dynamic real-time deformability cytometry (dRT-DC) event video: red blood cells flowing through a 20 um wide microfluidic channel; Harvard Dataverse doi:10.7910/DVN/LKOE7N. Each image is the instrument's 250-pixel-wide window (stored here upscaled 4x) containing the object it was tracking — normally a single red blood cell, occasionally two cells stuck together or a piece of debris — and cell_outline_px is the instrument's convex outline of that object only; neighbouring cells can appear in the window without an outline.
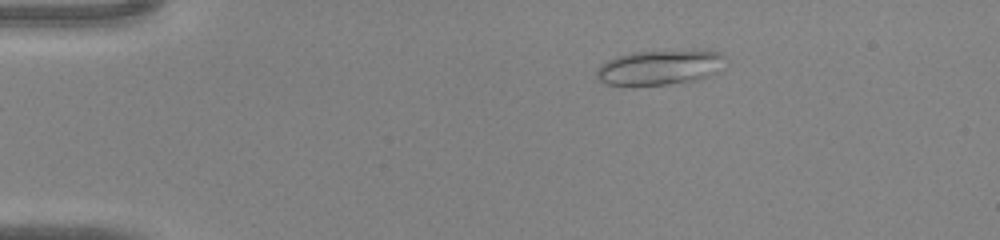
{"species": "common noctule bat (a hibernating species)", "species_latin": "Nyctalus noctula", "temperature_condition": "warm", "stored_images_in_passage": 7, "camera_frame_rate_fps": 3000, "um_per_image_px": 0.085, "animal": {"sex": "male", "body_mass_g": 20.0, "forearm_length_mm": 53.3}, "frame": {"image": 1, "passage_image": 1, "time_ms": 0.0, "image_size_px": [1000, 240], "cell_outline_px": [[728, 60], [724, 68], [700, 80], [684, 84], [604, 84], [596, 76], [596, 68], [600, 64], [616, 56], [632, 52], [708, 48], [720, 52], [728, 56]], "centroid_in_image_um": [56.24, 5.69], "position_along_channel_um": 28.8, "area_um2": 27.34}}